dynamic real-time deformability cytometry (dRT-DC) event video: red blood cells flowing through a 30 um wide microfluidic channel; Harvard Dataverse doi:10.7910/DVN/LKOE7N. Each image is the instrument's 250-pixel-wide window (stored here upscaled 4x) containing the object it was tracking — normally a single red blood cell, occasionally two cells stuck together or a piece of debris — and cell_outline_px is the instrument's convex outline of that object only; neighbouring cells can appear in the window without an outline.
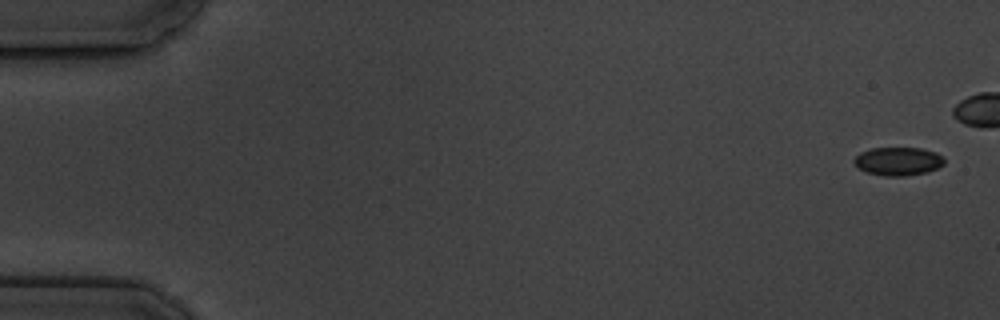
{"species": "common noctule bat (a hibernating species)", "species_latin": "Nyctalus noctula", "temperature_condition": "cold", "stored_images_in_passage": 7, "camera_frame_rate_fps": 3000, "um_per_image_px": 0.085, "animal": {"sex": "male", "body_mass_g": 19.5, "forearm_length_mm": 54.6}, "frame": {"image": 1, "passage_image": 1, "time_ms": 0.0, "image_size_px": [1000, 320], "cell_outline_px": [[944, 164], [928, 172], [908, 176], [884, 176], [868, 172], [860, 168], [852, 160], [860, 152], [872, 148], [920, 148], [936, 152], [944, 156]], "centroid_in_image_um": [76.37, 13.71], "position_along_channel_um": 8.6, "area_um2": 14.91}}